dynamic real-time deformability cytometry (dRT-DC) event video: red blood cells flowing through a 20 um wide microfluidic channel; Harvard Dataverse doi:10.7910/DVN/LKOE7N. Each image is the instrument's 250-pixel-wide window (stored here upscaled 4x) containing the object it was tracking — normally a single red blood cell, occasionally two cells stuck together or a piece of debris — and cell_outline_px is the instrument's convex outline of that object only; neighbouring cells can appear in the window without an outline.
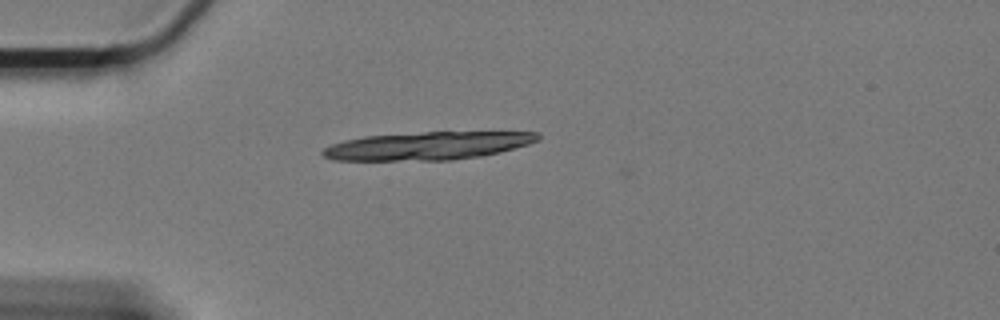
{"species": "Egyptian fruit bat (a non-hibernating species)", "species_latin": "Rousettus aegyptiacus", "temperature_condition": "cold", "stored_images_in_passage": 6, "camera_frame_rate_fps": 3000, "um_per_image_px": 0.085, "animal": {"sex": "female"}, "frame": {"image": 1, "passage_image": 1, "time_ms": 0.0, "image_size_px": [1000, 320], "cell_outline_px": [[540, 140], [528, 144], [500, 152], [480, 156], [452, 160], [332, 160], [324, 156], [320, 152], [324, 148], [332, 144], [344, 140], [364, 136], [424, 132], [540, 132]], "centroid_in_image_um": [36.35, 12.39], "position_along_channel_um": 48.7, "area_um2": 35.03}}